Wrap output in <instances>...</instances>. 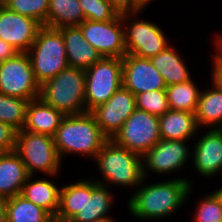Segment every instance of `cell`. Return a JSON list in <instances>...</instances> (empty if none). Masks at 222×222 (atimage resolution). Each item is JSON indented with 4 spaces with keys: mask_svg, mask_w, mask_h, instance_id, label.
<instances>
[{
    "mask_svg": "<svg viewBox=\"0 0 222 222\" xmlns=\"http://www.w3.org/2000/svg\"><path fill=\"white\" fill-rule=\"evenodd\" d=\"M146 180L143 179L127 202L129 212L138 220L153 221L172 216L187 203L192 193L193 183L189 178L177 177L148 185Z\"/></svg>",
    "mask_w": 222,
    "mask_h": 222,
    "instance_id": "cell-1",
    "label": "cell"
},
{
    "mask_svg": "<svg viewBox=\"0 0 222 222\" xmlns=\"http://www.w3.org/2000/svg\"><path fill=\"white\" fill-rule=\"evenodd\" d=\"M107 140L91 112L65 115L54 135L61 161L66 154L91 156L93 160Z\"/></svg>",
    "mask_w": 222,
    "mask_h": 222,
    "instance_id": "cell-2",
    "label": "cell"
},
{
    "mask_svg": "<svg viewBox=\"0 0 222 222\" xmlns=\"http://www.w3.org/2000/svg\"><path fill=\"white\" fill-rule=\"evenodd\" d=\"M94 160L103 179L95 181L110 189L113 185L137 189L144 179L143 156L118 145L112 139L105 142Z\"/></svg>",
    "mask_w": 222,
    "mask_h": 222,
    "instance_id": "cell-3",
    "label": "cell"
},
{
    "mask_svg": "<svg viewBox=\"0 0 222 222\" xmlns=\"http://www.w3.org/2000/svg\"><path fill=\"white\" fill-rule=\"evenodd\" d=\"M39 98L64 115L86 112L85 71L68 66L40 86Z\"/></svg>",
    "mask_w": 222,
    "mask_h": 222,
    "instance_id": "cell-4",
    "label": "cell"
},
{
    "mask_svg": "<svg viewBox=\"0 0 222 222\" xmlns=\"http://www.w3.org/2000/svg\"><path fill=\"white\" fill-rule=\"evenodd\" d=\"M26 53L40 86L68 67L65 44L59 29L43 25Z\"/></svg>",
    "mask_w": 222,
    "mask_h": 222,
    "instance_id": "cell-5",
    "label": "cell"
},
{
    "mask_svg": "<svg viewBox=\"0 0 222 222\" xmlns=\"http://www.w3.org/2000/svg\"><path fill=\"white\" fill-rule=\"evenodd\" d=\"M15 152L20 156L28 175L39 172L53 178L61 172V159L54 137L26 130L17 131ZM36 173V174H35Z\"/></svg>",
    "mask_w": 222,
    "mask_h": 222,
    "instance_id": "cell-6",
    "label": "cell"
},
{
    "mask_svg": "<svg viewBox=\"0 0 222 222\" xmlns=\"http://www.w3.org/2000/svg\"><path fill=\"white\" fill-rule=\"evenodd\" d=\"M84 71L85 109L91 112L122 86V58L102 57Z\"/></svg>",
    "mask_w": 222,
    "mask_h": 222,
    "instance_id": "cell-7",
    "label": "cell"
},
{
    "mask_svg": "<svg viewBox=\"0 0 222 222\" xmlns=\"http://www.w3.org/2000/svg\"><path fill=\"white\" fill-rule=\"evenodd\" d=\"M140 12L143 13L139 11L122 14L125 27L126 53L150 59L168 47L170 42L163 29L156 23L148 20H140L138 18L141 16Z\"/></svg>",
    "mask_w": 222,
    "mask_h": 222,
    "instance_id": "cell-8",
    "label": "cell"
},
{
    "mask_svg": "<svg viewBox=\"0 0 222 222\" xmlns=\"http://www.w3.org/2000/svg\"><path fill=\"white\" fill-rule=\"evenodd\" d=\"M0 93L27 100L39 98L40 85L27 53L18 52L0 63Z\"/></svg>",
    "mask_w": 222,
    "mask_h": 222,
    "instance_id": "cell-9",
    "label": "cell"
},
{
    "mask_svg": "<svg viewBox=\"0 0 222 222\" xmlns=\"http://www.w3.org/2000/svg\"><path fill=\"white\" fill-rule=\"evenodd\" d=\"M160 139L159 116L136 108L112 140L143 156Z\"/></svg>",
    "mask_w": 222,
    "mask_h": 222,
    "instance_id": "cell-10",
    "label": "cell"
},
{
    "mask_svg": "<svg viewBox=\"0 0 222 222\" xmlns=\"http://www.w3.org/2000/svg\"><path fill=\"white\" fill-rule=\"evenodd\" d=\"M79 27L84 38L102 57L123 58L127 54L122 14L110 21L84 20Z\"/></svg>",
    "mask_w": 222,
    "mask_h": 222,
    "instance_id": "cell-11",
    "label": "cell"
},
{
    "mask_svg": "<svg viewBox=\"0 0 222 222\" xmlns=\"http://www.w3.org/2000/svg\"><path fill=\"white\" fill-rule=\"evenodd\" d=\"M189 140L160 139L151 149L143 155V176L148 178L150 172L156 174L176 173L185 167L192 158ZM191 154V155H190ZM150 171V172H149Z\"/></svg>",
    "mask_w": 222,
    "mask_h": 222,
    "instance_id": "cell-12",
    "label": "cell"
},
{
    "mask_svg": "<svg viewBox=\"0 0 222 222\" xmlns=\"http://www.w3.org/2000/svg\"><path fill=\"white\" fill-rule=\"evenodd\" d=\"M136 109L135 95L121 86L111 98L91 113L108 139H113Z\"/></svg>",
    "mask_w": 222,
    "mask_h": 222,
    "instance_id": "cell-13",
    "label": "cell"
},
{
    "mask_svg": "<svg viewBox=\"0 0 222 222\" xmlns=\"http://www.w3.org/2000/svg\"><path fill=\"white\" fill-rule=\"evenodd\" d=\"M122 86L135 96L142 92L166 89L162 75L150 59L126 54L122 58Z\"/></svg>",
    "mask_w": 222,
    "mask_h": 222,
    "instance_id": "cell-14",
    "label": "cell"
},
{
    "mask_svg": "<svg viewBox=\"0 0 222 222\" xmlns=\"http://www.w3.org/2000/svg\"><path fill=\"white\" fill-rule=\"evenodd\" d=\"M42 25L30 17L0 5V39L13 46L18 52L26 53L37 37Z\"/></svg>",
    "mask_w": 222,
    "mask_h": 222,
    "instance_id": "cell-15",
    "label": "cell"
},
{
    "mask_svg": "<svg viewBox=\"0 0 222 222\" xmlns=\"http://www.w3.org/2000/svg\"><path fill=\"white\" fill-rule=\"evenodd\" d=\"M206 130L194 143L191 159L199 175L210 178L222 174V132L218 128Z\"/></svg>",
    "mask_w": 222,
    "mask_h": 222,
    "instance_id": "cell-16",
    "label": "cell"
},
{
    "mask_svg": "<svg viewBox=\"0 0 222 222\" xmlns=\"http://www.w3.org/2000/svg\"><path fill=\"white\" fill-rule=\"evenodd\" d=\"M111 191V192H110ZM112 190L104 184L92 179H86V204L69 222H93L109 218L113 208L114 195Z\"/></svg>",
    "mask_w": 222,
    "mask_h": 222,
    "instance_id": "cell-17",
    "label": "cell"
},
{
    "mask_svg": "<svg viewBox=\"0 0 222 222\" xmlns=\"http://www.w3.org/2000/svg\"><path fill=\"white\" fill-rule=\"evenodd\" d=\"M59 30L65 44L69 67L85 70L102 58L101 54L84 38L79 26H66Z\"/></svg>",
    "mask_w": 222,
    "mask_h": 222,
    "instance_id": "cell-18",
    "label": "cell"
},
{
    "mask_svg": "<svg viewBox=\"0 0 222 222\" xmlns=\"http://www.w3.org/2000/svg\"><path fill=\"white\" fill-rule=\"evenodd\" d=\"M64 116L61 111L46 104L41 98H36L28 104L22 130L54 137Z\"/></svg>",
    "mask_w": 222,
    "mask_h": 222,
    "instance_id": "cell-19",
    "label": "cell"
},
{
    "mask_svg": "<svg viewBox=\"0 0 222 222\" xmlns=\"http://www.w3.org/2000/svg\"><path fill=\"white\" fill-rule=\"evenodd\" d=\"M28 173L15 152H0V197L8 199L19 195Z\"/></svg>",
    "mask_w": 222,
    "mask_h": 222,
    "instance_id": "cell-20",
    "label": "cell"
},
{
    "mask_svg": "<svg viewBox=\"0 0 222 222\" xmlns=\"http://www.w3.org/2000/svg\"><path fill=\"white\" fill-rule=\"evenodd\" d=\"M159 128L166 140H191L199 133L195 113L172 109L159 116Z\"/></svg>",
    "mask_w": 222,
    "mask_h": 222,
    "instance_id": "cell-21",
    "label": "cell"
},
{
    "mask_svg": "<svg viewBox=\"0 0 222 222\" xmlns=\"http://www.w3.org/2000/svg\"><path fill=\"white\" fill-rule=\"evenodd\" d=\"M34 175H29L20 195L33 202L35 205L48 211L54 218L59 210L61 188L49 179L34 180Z\"/></svg>",
    "mask_w": 222,
    "mask_h": 222,
    "instance_id": "cell-22",
    "label": "cell"
},
{
    "mask_svg": "<svg viewBox=\"0 0 222 222\" xmlns=\"http://www.w3.org/2000/svg\"><path fill=\"white\" fill-rule=\"evenodd\" d=\"M174 45H169L162 52L150 58L153 66L162 75L166 86L189 81L192 76L183 56Z\"/></svg>",
    "mask_w": 222,
    "mask_h": 222,
    "instance_id": "cell-23",
    "label": "cell"
},
{
    "mask_svg": "<svg viewBox=\"0 0 222 222\" xmlns=\"http://www.w3.org/2000/svg\"><path fill=\"white\" fill-rule=\"evenodd\" d=\"M210 88L202 90L195 112L199 129L219 128L222 124V88L213 80Z\"/></svg>",
    "mask_w": 222,
    "mask_h": 222,
    "instance_id": "cell-24",
    "label": "cell"
},
{
    "mask_svg": "<svg viewBox=\"0 0 222 222\" xmlns=\"http://www.w3.org/2000/svg\"><path fill=\"white\" fill-rule=\"evenodd\" d=\"M84 13L79 0H50L46 15V26L62 28L79 26L83 21Z\"/></svg>",
    "mask_w": 222,
    "mask_h": 222,
    "instance_id": "cell-25",
    "label": "cell"
},
{
    "mask_svg": "<svg viewBox=\"0 0 222 222\" xmlns=\"http://www.w3.org/2000/svg\"><path fill=\"white\" fill-rule=\"evenodd\" d=\"M86 204V179L63 185L60 191V205L55 219L69 222Z\"/></svg>",
    "mask_w": 222,
    "mask_h": 222,
    "instance_id": "cell-26",
    "label": "cell"
},
{
    "mask_svg": "<svg viewBox=\"0 0 222 222\" xmlns=\"http://www.w3.org/2000/svg\"><path fill=\"white\" fill-rule=\"evenodd\" d=\"M52 218L48 211L20 194L6 199V222H49Z\"/></svg>",
    "mask_w": 222,
    "mask_h": 222,
    "instance_id": "cell-27",
    "label": "cell"
},
{
    "mask_svg": "<svg viewBox=\"0 0 222 222\" xmlns=\"http://www.w3.org/2000/svg\"><path fill=\"white\" fill-rule=\"evenodd\" d=\"M198 87L193 78L167 86L166 93L170 109L195 113L201 93Z\"/></svg>",
    "mask_w": 222,
    "mask_h": 222,
    "instance_id": "cell-28",
    "label": "cell"
},
{
    "mask_svg": "<svg viewBox=\"0 0 222 222\" xmlns=\"http://www.w3.org/2000/svg\"><path fill=\"white\" fill-rule=\"evenodd\" d=\"M30 100L0 93V121L11 125L17 131L24 127Z\"/></svg>",
    "mask_w": 222,
    "mask_h": 222,
    "instance_id": "cell-29",
    "label": "cell"
},
{
    "mask_svg": "<svg viewBox=\"0 0 222 222\" xmlns=\"http://www.w3.org/2000/svg\"><path fill=\"white\" fill-rule=\"evenodd\" d=\"M50 0H6L3 5L9 10L37 20L46 26V15Z\"/></svg>",
    "mask_w": 222,
    "mask_h": 222,
    "instance_id": "cell-30",
    "label": "cell"
},
{
    "mask_svg": "<svg viewBox=\"0 0 222 222\" xmlns=\"http://www.w3.org/2000/svg\"><path fill=\"white\" fill-rule=\"evenodd\" d=\"M135 97L136 108L149 114L162 116L170 109L166 89L142 92Z\"/></svg>",
    "mask_w": 222,
    "mask_h": 222,
    "instance_id": "cell-31",
    "label": "cell"
},
{
    "mask_svg": "<svg viewBox=\"0 0 222 222\" xmlns=\"http://www.w3.org/2000/svg\"><path fill=\"white\" fill-rule=\"evenodd\" d=\"M199 201L192 222H222L221 202L214 192L207 193Z\"/></svg>",
    "mask_w": 222,
    "mask_h": 222,
    "instance_id": "cell-32",
    "label": "cell"
},
{
    "mask_svg": "<svg viewBox=\"0 0 222 222\" xmlns=\"http://www.w3.org/2000/svg\"><path fill=\"white\" fill-rule=\"evenodd\" d=\"M85 20L110 21L119 13L107 0H79Z\"/></svg>",
    "mask_w": 222,
    "mask_h": 222,
    "instance_id": "cell-33",
    "label": "cell"
},
{
    "mask_svg": "<svg viewBox=\"0 0 222 222\" xmlns=\"http://www.w3.org/2000/svg\"><path fill=\"white\" fill-rule=\"evenodd\" d=\"M17 130L0 121V152H12L16 147Z\"/></svg>",
    "mask_w": 222,
    "mask_h": 222,
    "instance_id": "cell-34",
    "label": "cell"
},
{
    "mask_svg": "<svg viewBox=\"0 0 222 222\" xmlns=\"http://www.w3.org/2000/svg\"><path fill=\"white\" fill-rule=\"evenodd\" d=\"M213 46L215 47V54L213 57L211 56L212 60V70H211V80L216 82L222 88V47L213 39Z\"/></svg>",
    "mask_w": 222,
    "mask_h": 222,
    "instance_id": "cell-35",
    "label": "cell"
},
{
    "mask_svg": "<svg viewBox=\"0 0 222 222\" xmlns=\"http://www.w3.org/2000/svg\"><path fill=\"white\" fill-rule=\"evenodd\" d=\"M111 6L119 13H134L145 11L138 0H107Z\"/></svg>",
    "mask_w": 222,
    "mask_h": 222,
    "instance_id": "cell-36",
    "label": "cell"
},
{
    "mask_svg": "<svg viewBox=\"0 0 222 222\" xmlns=\"http://www.w3.org/2000/svg\"><path fill=\"white\" fill-rule=\"evenodd\" d=\"M17 53L18 51L13 46L0 39V63L13 58Z\"/></svg>",
    "mask_w": 222,
    "mask_h": 222,
    "instance_id": "cell-37",
    "label": "cell"
},
{
    "mask_svg": "<svg viewBox=\"0 0 222 222\" xmlns=\"http://www.w3.org/2000/svg\"><path fill=\"white\" fill-rule=\"evenodd\" d=\"M0 222H6V199L0 197Z\"/></svg>",
    "mask_w": 222,
    "mask_h": 222,
    "instance_id": "cell-38",
    "label": "cell"
},
{
    "mask_svg": "<svg viewBox=\"0 0 222 222\" xmlns=\"http://www.w3.org/2000/svg\"><path fill=\"white\" fill-rule=\"evenodd\" d=\"M214 193L216 194V196L220 200L221 206H222V186L220 188L214 190Z\"/></svg>",
    "mask_w": 222,
    "mask_h": 222,
    "instance_id": "cell-39",
    "label": "cell"
},
{
    "mask_svg": "<svg viewBox=\"0 0 222 222\" xmlns=\"http://www.w3.org/2000/svg\"><path fill=\"white\" fill-rule=\"evenodd\" d=\"M154 0H138L139 4L145 9L148 4H150L151 2H153Z\"/></svg>",
    "mask_w": 222,
    "mask_h": 222,
    "instance_id": "cell-40",
    "label": "cell"
},
{
    "mask_svg": "<svg viewBox=\"0 0 222 222\" xmlns=\"http://www.w3.org/2000/svg\"><path fill=\"white\" fill-rule=\"evenodd\" d=\"M216 35H214V40L222 47V34L218 35L217 33Z\"/></svg>",
    "mask_w": 222,
    "mask_h": 222,
    "instance_id": "cell-41",
    "label": "cell"
},
{
    "mask_svg": "<svg viewBox=\"0 0 222 222\" xmlns=\"http://www.w3.org/2000/svg\"><path fill=\"white\" fill-rule=\"evenodd\" d=\"M93 222H116V221L113 218L109 217V218L96 220V221H93Z\"/></svg>",
    "mask_w": 222,
    "mask_h": 222,
    "instance_id": "cell-42",
    "label": "cell"
},
{
    "mask_svg": "<svg viewBox=\"0 0 222 222\" xmlns=\"http://www.w3.org/2000/svg\"><path fill=\"white\" fill-rule=\"evenodd\" d=\"M49 222H58L54 217Z\"/></svg>",
    "mask_w": 222,
    "mask_h": 222,
    "instance_id": "cell-43",
    "label": "cell"
},
{
    "mask_svg": "<svg viewBox=\"0 0 222 222\" xmlns=\"http://www.w3.org/2000/svg\"><path fill=\"white\" fill-rule=\"evenodd\" d=\"M6 0H0V4H3Z\"/></svg>",
    "mask_w": 222,
    "mask_h": 222,
    "instance_id": "cell-44",
    "label": "cell"
},
{
    "mask_svg": "<svg viewBox=\"0 0 222 222\" xmlns=\"http://www.w3.org/2000/svg\"><path fill=\"white\" fill-rule=\"evenodd\" d=\"M218 129L222 132V124L220 125V127Z\"/></svg>",
    "mask_w": 222,
    "mask_h": 222,
    "instance_id": "cell-45",
    "label": "cell"
}]
</instances>
